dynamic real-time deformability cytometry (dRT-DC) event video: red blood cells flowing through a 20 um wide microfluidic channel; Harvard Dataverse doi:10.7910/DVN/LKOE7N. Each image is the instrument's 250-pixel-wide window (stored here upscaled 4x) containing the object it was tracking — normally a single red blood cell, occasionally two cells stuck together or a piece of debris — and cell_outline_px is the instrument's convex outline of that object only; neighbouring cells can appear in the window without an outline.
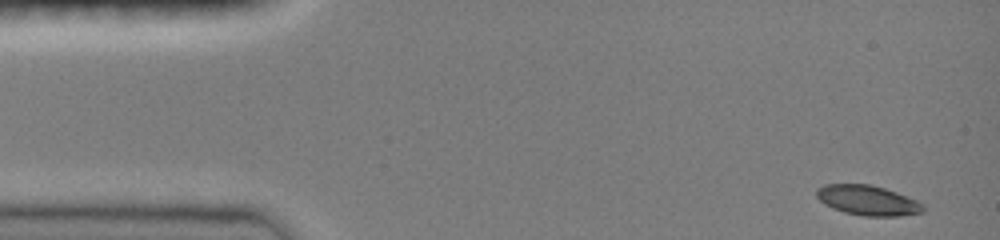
{"species": "common noctule bat (a hibernating species)", "species_latin": "Nyctalus noctula", "temperature_condition": "room temperature", "stored_images_in_passage": 44, "camera_frame_rate_fps": 3000, "um_per_image_px": 0.085, "animal": {"sex": "female", "body_mass_g": 19.0, "forearm_length_mm": 51.5}, "frame": {"image": 1, "passage_image": 1, "time_ms": 0.0, "image_size_px": [1000, 240], "cell_outline_px": [[924, 212], [900, 216], [864, 216], [844, 212], [832, 208], [824, 204], [816, 196], [816, 188], [824, 184], [868, 184], [884, 188], [896, 192], [916, 200], [924, 208]], "centroid_in_image_um": [73.71, 17.03], "position_along_channel_um": 11.3, "area_um2": 18.55}}
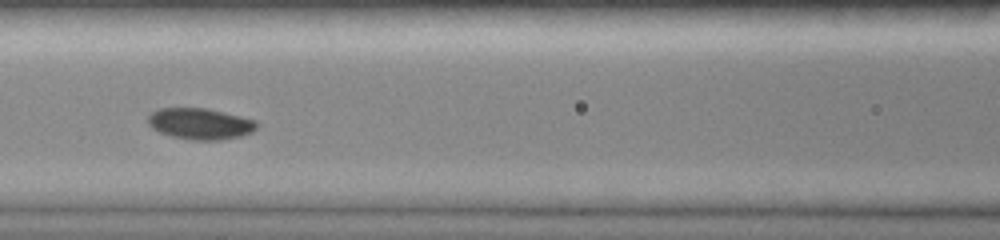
{"frame": {"image": 2, "passage_image": 19, "time_ms": 6.0, "image_size_px": [1000, 240], "cell_outline_px": [[256, 128], [252, 132], [240, 136], [220, 140], [192, 140], [172, 136], [160, 132], [152, 128], [148, 124], [148, 116], [152, 112], [160, 108], [208, 108], [256, 120]], "centroid_in_image_um": [17.0, 10.51], "position_along_channel_um": 149.6, "area_um2": 19.71}}
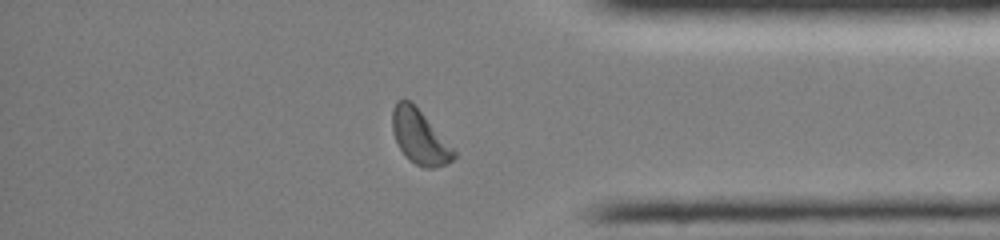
{"frame": {"image": 3, "passage_image": 38, "time_ms": 12.333, "image_size_px": [1000, 240], "cell_outline_px": [[456, 156], [452, 160], [444, 164], [432, 168], [424, 168], [408, 160], [400, 148], [392, 132], [392, 108], [396, 100], [408, 100], [424, 116], [456, 152]], "centroid_in_image_um": [35.63, 11.66], "position_along_channel_um": 399.6, "area_um2": 18.84}, "authors_computed_cell_mechanics": {"area_um2": 19.3919, "velocity_mm_per_s": 4.0412, "shape_relaxation_time_tau1_ms": 2.2063, "shape_relaxation_time_tau2_ms": null, "deformation_change_tau1": 0.0846, "deformation_change_tau2": null}}